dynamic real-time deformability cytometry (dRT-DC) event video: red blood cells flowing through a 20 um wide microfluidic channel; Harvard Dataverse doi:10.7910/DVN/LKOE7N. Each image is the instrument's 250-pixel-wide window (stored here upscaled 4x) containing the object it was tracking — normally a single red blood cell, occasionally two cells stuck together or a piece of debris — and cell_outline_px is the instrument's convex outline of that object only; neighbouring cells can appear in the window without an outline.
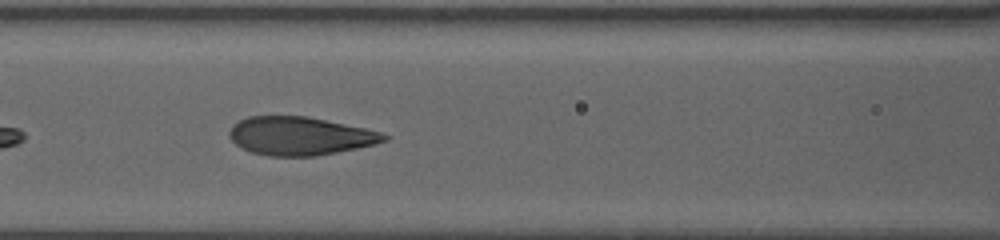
{"species": "human", "species_latin": "Homo sapiens", "temperature_condition": "warm", "stored_images_in_passage": 34, "segment_of_instrument_passage": [2, 2], "camera_frame_rate_fps": 3000, "um_per_image_px": 0.085, "donor": {"sex": "female"}, "frame": {"image": 1, "passage_image": 13, "time_ms": 4.0, "image_size_px": [1000, 240], "cell_outline_px": [[392, 136], [388, 140], [376, 144], [316, 156], [268, 156], [252, 152], [236, 144], [228, 136], [228, 132], [232, 124], [248, 116], [308, 116], [364, 128], [380, 132]], "centroid_in_image_um": [25.5, 11.55], "position_along_channel_um": 141.1, "area_um2": 34.56}}
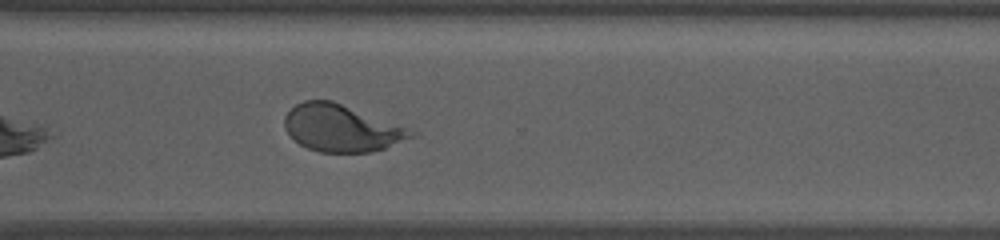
{"frame": {"image": 2, "passage_image": 23, "time_ms": 7.333, "image_size_px": [1000, 240], "cell_outline_px": [[420, 136], [372, 152], [320, 152], [308, 148], [300, 144], [284, 128], [284, 116], [296, 104], [304, 100], [332, 100], [420, 132]], "centroid_in_image_um": [29.09, 10.89], "position_along_channel_um": 341.5, "area_um2": 34.8}}
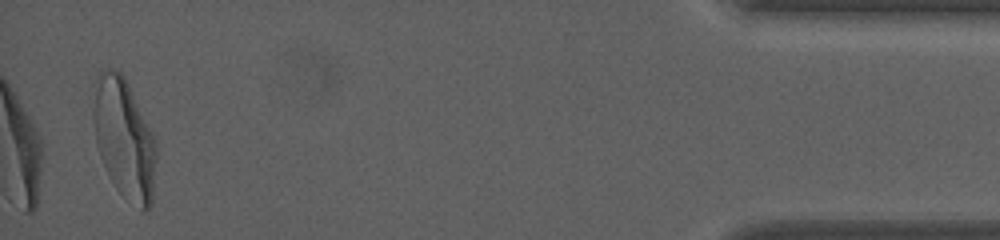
{"frame": {"image": 3, "passage_image": 34, "time_ms": 11.0, "image_size_px": [1000, 240], "cell_outline_px": [[156, 160], [152, 204], [144, 212], [140, 212], [116, 188], [100, 156], [96, 140], [92, 116], [92, 84], [100, 68], [112, 68], [120, 72], [124, 76], [156, 140]], "centroid_in_image_um": [10.53, 11.74], "position_along_channel_um": 424.7, "area_um2": 44.51}}